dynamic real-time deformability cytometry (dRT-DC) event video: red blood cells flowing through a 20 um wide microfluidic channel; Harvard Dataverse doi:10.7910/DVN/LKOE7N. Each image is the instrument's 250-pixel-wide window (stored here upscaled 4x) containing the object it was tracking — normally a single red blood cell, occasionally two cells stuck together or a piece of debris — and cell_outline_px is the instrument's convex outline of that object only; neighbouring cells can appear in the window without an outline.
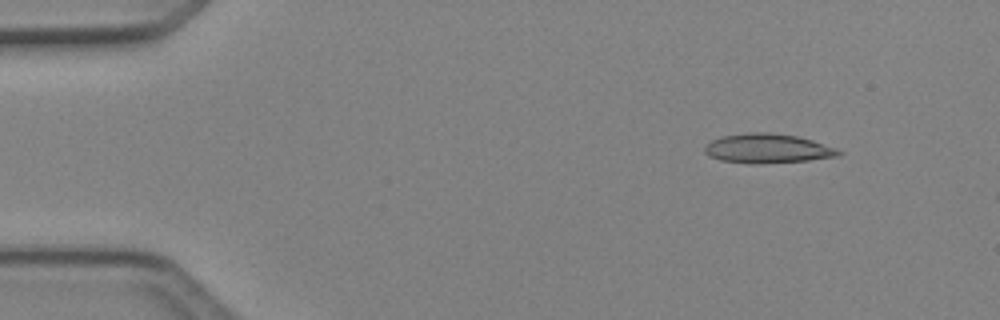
{"species": "Egyptian fruit bat (a non-hibernating species)", "species_latin": "Rousettus aegyptiacus", "temperature_condition": "cold", "stored_images_in_passage": 5, "camera_frame_rate_fps": 3000, "um_per_image_px": 0.085, "animal": {"sex": "female"}, "frame": {"image": 1, "passage_image": 2, "time_ms": 0.333, "image_size_px": [1000, 320], "cell_outline_px": [[844, 152], [840, 156], [808, 160], [756, 164], [752, 164], [720, 160], [708, 156], [704, 152], [704, 148], [712, 140], [724, 136], [748, 132], [768, 132], [796, 136], [812, 140], [836, 148]], "centroid_in_image_um": [65.25, 12.63], "position_along_channel_um": 19.7, "area_um2": 22.89}}